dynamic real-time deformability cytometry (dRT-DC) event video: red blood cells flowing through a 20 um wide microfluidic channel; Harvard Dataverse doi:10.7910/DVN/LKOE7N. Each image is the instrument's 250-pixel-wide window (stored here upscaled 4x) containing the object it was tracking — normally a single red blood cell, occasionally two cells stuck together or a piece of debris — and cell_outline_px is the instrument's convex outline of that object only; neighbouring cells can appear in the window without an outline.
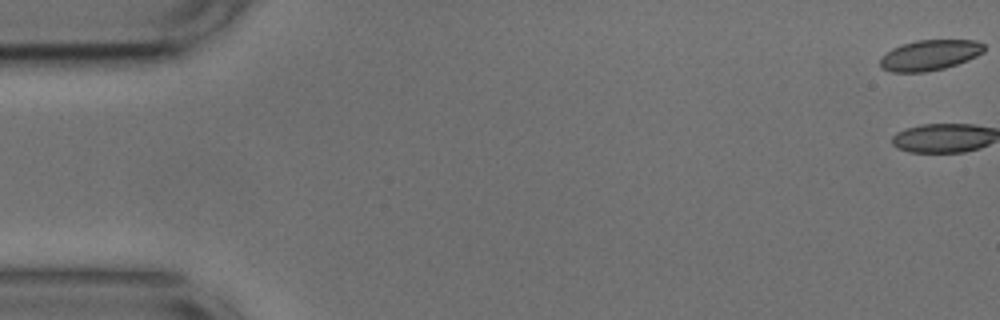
{"species": "common noctule bat (a hibernating species)", "species_latin": "Nyctalus noctula", "temperature_condition": "cold", "stored_images_in_passage": 5, "camera_frame_rate_fps": 3000, "um_per_image_px": 0.085, "animal": {"sex": "male", "body_mass_g": 17.9, "forearm_length_mm": 54.2}, "frame": {"image": 1, "passage_image": 1, "time_ms": 0.0, "image_size_px": [1000, 320], "cell_outline_px": [[984, 52], [968, 60], [944, 68], [924, 72], [892, 72], [880, 68], [880, 56], [892, 48], [916, 40], [976, 40], [984, 44]], "centroid_in_image_um": [79.0, 4.68], "position_along_channel_um": 6.0, "area_um2": 18.5}}